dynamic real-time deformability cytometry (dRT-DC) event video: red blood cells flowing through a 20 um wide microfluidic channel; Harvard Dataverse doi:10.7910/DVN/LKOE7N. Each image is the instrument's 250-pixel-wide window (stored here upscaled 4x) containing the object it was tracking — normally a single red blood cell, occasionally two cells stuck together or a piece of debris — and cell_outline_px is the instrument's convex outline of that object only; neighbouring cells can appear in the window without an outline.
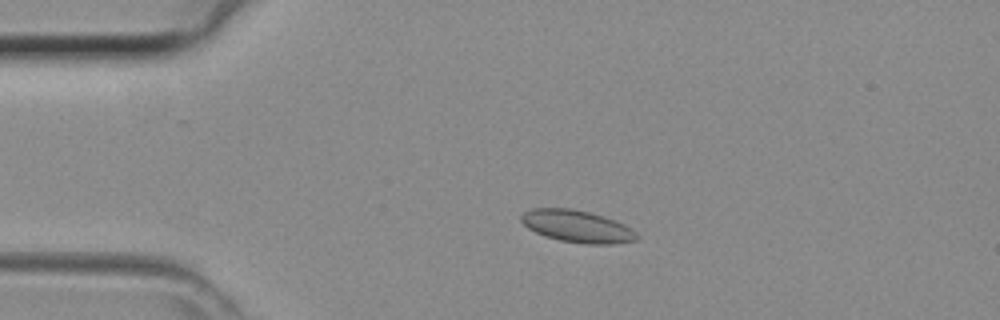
{"species": "common noctule bat (a hibernating species)", "species_latin": "Nyctalus noctula", "temperature_condition": "room temperature", "stored_images_in_passage": 44, "camera_frame_rate_fps": 3000, "um_per_image_px": 0.085, "animal": {"sex": "female", "body_mass_g": 29.2, "forearm_length_mm": 56.3}, "frame": {"image": 1, "passage_image": 10, "time_ms": 3.0, "image_size_px": [1000, 320], "cell_outline_px": [[640, 236], [636, 240], [616, 244], [588, 244], [560, 240], [544, 236], [528, 228], [520, 220], [520, 216], [524, 212], [532, 208], [572, 208], [604, 216], [624, 224], [632, 228]], "centroid_in_image_um": [49.07, 19.24], "position_along_channel_um": 35.9, "area_um2": 21.73}}
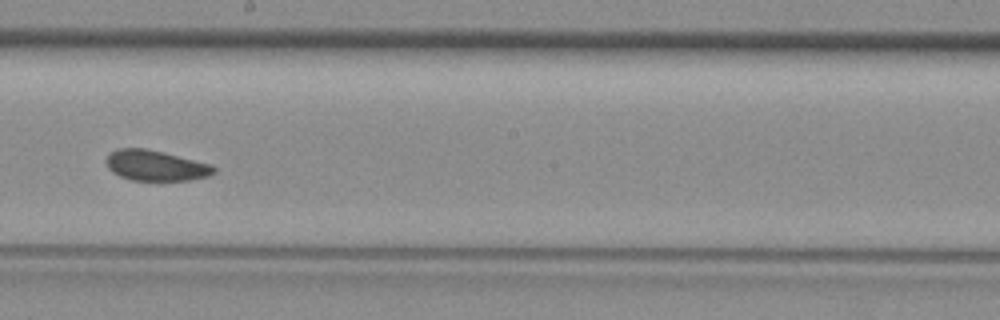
{"frame": {"image": 2, "passage_image": 25, "time_ms": 8.0, "image_size_px": [1000, 320], "cell_outline_px": [[216, 172], [208, 176], [188, 180], [132, 180], [120, 176], [112, 172], [108, 168], [108, 156], [112, 152], [120, 148], [144, 148], [212, 164], [216, 168]], "centroid_in_image_um": [13.27, 14.08], "position_along_channel_um": 234.9, "area_um2": 18.79}}
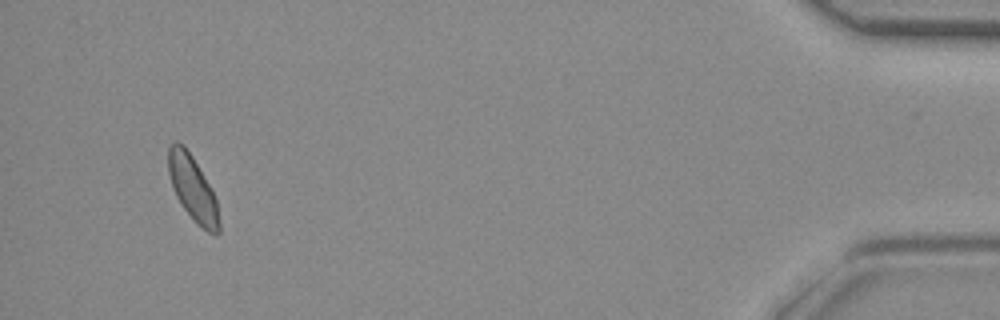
{"frame": {"image": 3, "passage_image": 42, "time_ms": 13.667, "image_size_px": [1000, 320], "cell_outline_px": [[220, 232], [216, 236], [208, 232], [184, 208], [176, 196], [172, 188], [168, 172], [168, 148], [176, 140], [184, 144], [192, 156], [212, 188], [216, 200], [220, 224]], "centroid_in_image_um": [16.38, 15.97], "position_along_channel_um": 418.8, "area_um2": 19.07}}